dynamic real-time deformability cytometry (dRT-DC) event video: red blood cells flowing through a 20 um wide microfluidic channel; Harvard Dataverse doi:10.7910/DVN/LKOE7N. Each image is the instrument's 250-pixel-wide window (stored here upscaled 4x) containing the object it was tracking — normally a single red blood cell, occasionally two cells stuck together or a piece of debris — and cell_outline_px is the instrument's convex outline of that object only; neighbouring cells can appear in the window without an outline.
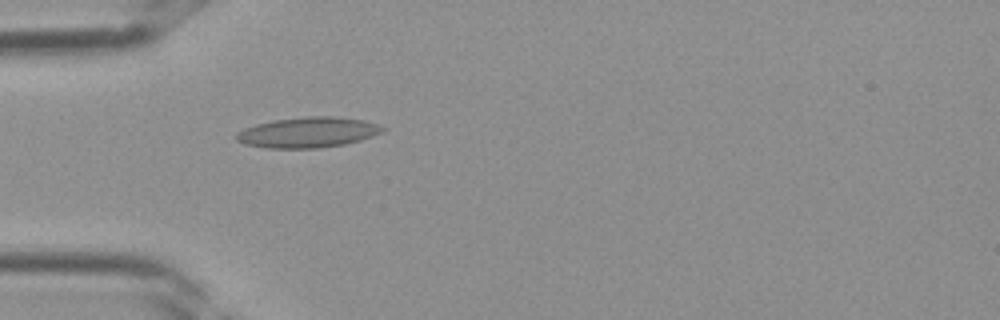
{"species": "Egyptian fruit bat (a non-hibernating species)", "species_latin": "Rousettus aegyptiacus", "temperature_condition": "room temperature", "stored_images_in_passage": 37, "camera_frame_rate_fps": 3000, "um_per_image_px": 0.085, "frame": {"image": 1, "passage_image": 11, "time_ms": 3.333, "image_size_px": [1000, 320], "cell_outline_px": [[388, 128], [372, 136], [360, 140], [344, 144], [316, 148], [268, 148], [244, 144], [236, 140], [236, 132], [244, 128], [256, 124], [276, 120], [308, 116], [332, 116], [364, 120], [380, 124]], "centroid_in_image_um": [26.18, 11.25], "position_along_channel_um": 58.8, "area_um2": 25.89}}
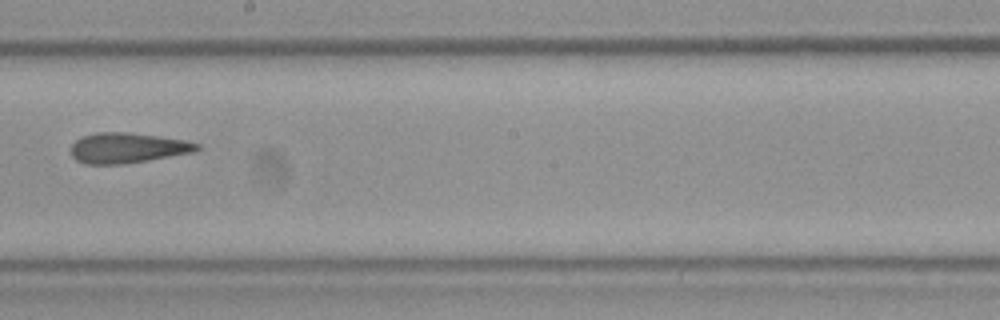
{"frame": {"image": 2, "passage_image": 21, "time_ms": 6.667, "image_size_px": [1000, 320], "cell_outline_px": [[200, 148], [196, 152], [124, 164], [84, 164], [76, 160], [72, 156], [72, 144], [76, 140], [84, 136], [96, 132], [128, 132], [160, 136], [184, 140], [200, 144]], "centroid_in_image_um": [10.86, 12.57], "position_along_channel_um": 237.3, "area_um2": 22.31}}
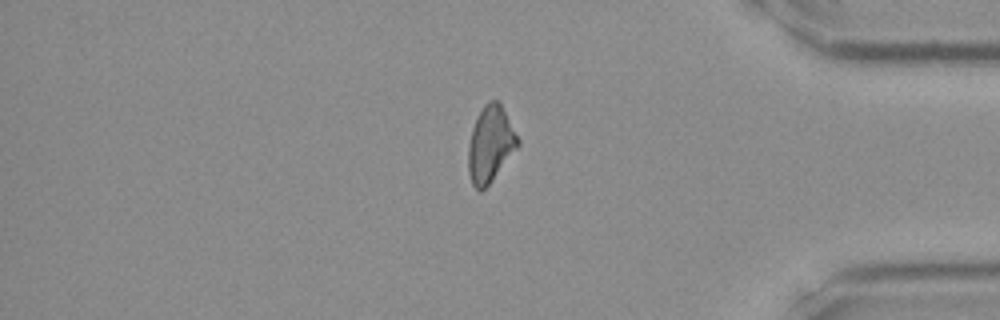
{"frame": {"image": 3, "passage_image": 31, "time_ms": 10.0, "image_size_px": [1000, 320], "cell_outline_px": [[520, 144], [492, 180], [480, 192], [472, 184], [468, 172], [468, 144], [472, 128], [484, 104], [488, 100], [496, 100], [500, 104], [520, 140]], "centroid_in_image_um": [41.67, 12.27], "position_along_channel_um": 393.5, "area_um2": 21.62}}